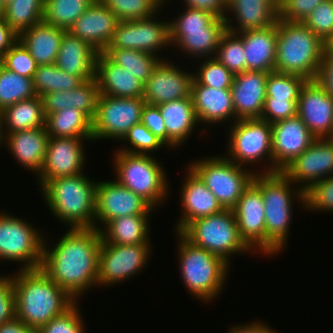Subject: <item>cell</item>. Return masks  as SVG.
I'll return each instance as SVG.
<instances>
[{
    "label": "cell",
    "instance_id": "9a60e30c",
    "mask_svg": "<svg viewBox=\"0 0 333 333\" xmlns=\"http://www.w3.org/2000/svg\"><path fill=\"white\" fill-rule=\"evenodd\" d=\"M155 209L142 197L117 180L97 182L95 228L100 230L112 219L128 215H150ZM99 221L102 225L98 224Z\"/></svg>",
    "mask_w": 333,
    "mask_h": 333
},
{
    "label": "cell",
    "instance_id": "db71d44e",
    "mask_svg": "<svg viewBox=\"0 0 333 333\" xmlns=\"http://www.w3.org/2000/svg\"><path fill=\"white\" fill-rule=\"evenodd\" d=\"M297 102L298 99L266 98L260 119L273 124L287 118H292L297 115Z\"/></svg>",
    "mask_w": 333,
    "mask_h": 333
},
{
    "label": "cell",
    "instance_id": "f1b7e54d",
    "mask_svg": "<svg viewBox=\"0 0 333 333\" xmlns=\"http://www.w3.org/2000/svg\"><path fill=\"white\" fill-rule=\"evenodd\" d=\"M98 52L85 41L64 31L55 65L83 81L95 78Z\"/></svg>",
    "mask_w": 333,
    "mask_h": 333
},
{
    "label": "cell",
    "instance_id": "d6986e66",
    "mask_svg": "<svg viewBox=\"0 0 333 333\" xmlns=\"http://www.w3.org/2000/svg\"><path fill=\"white\" fill-rule=\"evenodd\" d=\"M297 106V115L315 138H333V98L317 79L302 86Z\"/></svg>",
    "mask_w": 333,
    "mask_h": 333
},
{
    "label": "cell",
    "instance_id": "f5cc1de1",
    "mask_svg": "<svg viewBox=\"0 0 333 333\" xmlns=\"http://www.w3.org/2000/svg\"><path fill=\"white\" fill-rule=\"evenodd\" d=\"M76 301L63 314L53 317L38 330V333H85L84 322Z\"/></svg>",
    "mask_w": 333,
    "mask_h": 333
},
{
    "label": "cell",
    "instance_id": "f6af8a7d",
    "mask_svg": "<svg viewBox=\"0 0 333 333\" xmlns=\"http://www.w3.org/2000/svg\"><path fill=\"white\" fill-rule=\"evenodd\" d=\"M185 7L184 13L169 21V31L215 29L224 20L209 11Z\"/></svg>",
    "mask_w": 333,
    "mask_h": 333
},
{
    "label": "cell",
    "instance_id": "7bdbcfd3",
    "mask_svg": "<svg viewBox=\"0 0 333 333\" xmlns=\"http://www.w3.org/2000/svg\"><path fill=\"white\" fill-rule=\"evenodd\" d=\"M119 21L149 18L158 14L170 0H100ZM161 6V7H160ZM160 8V9H159ZM159 10V11H158Z\"/></svg>",
    "mask_w": 333,
    "mask_h": 333
},
{
    "label": "cell",
    "instance_id": "4fadbf2b",
    "mask_svg": "<svg viewBox=\"0 0 333 333\" xmlns=\"http://www.w3.org/2000/svg\"><path fill=\"white\" fill-rule=\"evenodd\" d=\"M150 245L151 243L120 245L101 242L97 287H110L140 273L151 256Z\"/></svg>",
    "mask_w": 333,
    "mask_h": 333
},
{
    "label": "cell",
    "instance_id": "6da1fadb",
    "mask_svg": "<svg viewBox=\"0 0 333 333\" xmlns=\"http://www.w3.org/2000/svg\"><path fill=\"white\" fill-rule=\"evenodd\" d=\"M68 230L54 247L44 241L40 269L77 301L97 286L102 235L96 228Z\"/></svg>",
    "mask_w": 333,
    "mask_h": 333
},
{
    "label": "cell",
    "instance_id": "8992f818",
    "mask_svg": "<svg viewBox=\"0 0 333 333\" xmlns=\"http://www.w3.org/2000/svg\"><path fill=\"white\" fill-rule=\"evenodd\" d=\"M177 238L181 277L188 293L201 302L217 298L226 283L230 263L204 248L194 246L179 232ZM179 251V252H178Z\"/></svg>",
    "mask_w": 333,
    "mask_h": 333
},
{
    "label": "cell",
    "instance_id": "f35d334b",
    "mask_svg": "<svg viewBox=\"0 0 333 333\" xmlns=\"http://www.w3.org/2000/svg\"><path fill=\"white\" fill-rule=\"evenodd\" d=\"M45 0H11L4 5L5 22L19 35L43 21Z\"/></svg>",
    "mask_w": 333,
    "mask_h": 333
},
{
    "label": "cell",
    "instance_id": "277c9868",
    "mask_svg": "<svg viewBox=\"0 0 333 333\" xmlns=\"http://www.w3.org/2000/svg\"><path fill=\"white\" fill-rule=\"evenodd\" d=\"M97 182L85 173L49 180L42 197L55 219L70 228H95Z\"/></svg>",
    "mask_w": 333,
    "mask_h": 333
},
{
    "label": "cell",
    "instance_id": "e7e4bbea",
    "mask_svg": "<svg viewBox=\"0 0 333 333\" xmlns=\"http://www.w3.org/2000/svg\"><path fill=\"white\" fill-rule=\"evenodd\" d=\"M4 143H5V133L3 128V119L0 113V146L5 145Z\"/></svg>",
    "mask_w": 333,
    "mask_h": 333
},
{
    "label": "cell",
    "instance_id": "2e32d148",
    "mask_svg": "<svg viewBox=\"0 0 333 333\" xmlns=\"http://www.w3.org/2000/svg\"><path fill=\"white\" fill-rule=\"evenodd\" d=\"M93 138L49 137L38 181L42 188L49 180L84 173V141ZM92 140V141H91Z\"/></svg>",
    "mask_w": 333,
    "mask_h": 333
},
{
    "label": "cell",
    "instance_id": "ab89813d",
    "mask_svg": "<svg viewBox=\"0 0 333 333\" xmlns=\"http://www.w3.org/2000/svg\"><path fill=\"white\" fill-rule=\"evenodd\" d=\"M95 0H45L43 21L68 31Z\"/></svg>",
    "mask_w": 333,
    "mask_h": 333
},
{
    "label": "cell",
    "instance_id": "03108f58",
    "mask_svg": "<svg viewBox=\"0 0 333 333\" xmlns=\"http://www.w3.org/2000/svg\"><path fill=\"white\" fill-rule=\"evenodd\" d=\"M4 18V4L0 0V19Z\"/></svg>",
    "mask_w": 333,
    "mask_h": 333
},
{
    "label": "cell",
    "instance_id": "d590c367",
    "mask_svg": "<svg viewBox=\"0 0 333 333\" xmlns=\"http://www.w3.org/2000/svg\"><path fill=\"white\" fill-rule=\"evenodd\" d=\"M5 134L45 127L43 101L40 96L19 101L1 112Z\"/></svg>",
    "mask_w": 333,
    "mask_h": 333
},
{
    "label": "cell",
    "instance_id": "d4e9b609",
    "mask_svg": "<svg viewBox=\"0 0 333 333\" xmlns=\"http://www.w3.org/2000/svg\"><path fill=\"white\" fill-rule=\"evenodd\" d=\"M186 178L182 185L181 205L182 216L174 229L180 232L191 221L218 213L223 210L216 196L206 187L200 177L188 166Z\"/></svg>",
    "mask_w": 333,
    "mask_h": 333
},
{
    "label": "cell",
    "instance_id": "ac0fdd59",
    "mask_svg": "<svg viewBox=\"0 0 333 333\" xmlns=\"http://www.w3.org/2000/svg\"><path fill=\"white\" fill-rule=\"evenodd\" d=\"M264 210L261 190L253 182L244 190L233 208L241 239L254 253L259 251L266 255Z\"/></svg>",
    "mask_w": 333,
    "mask_h": 333
},
{
    "label": "cell",
    "instance_id": "e0dca14e",
    "mask_svg": "<svg viewBox=\"0 0 333 333\" xmlns=\"http://www.w3.org/2000/svg\"><path fill=\"white\" fill-rule=\"evenodd\" d=\"M282 172L302 191L333 176V138H315L311 145Z\"/></svg>",
    "mask_w": 333,
    "mask_h": 333
},
{
    "label": "cell",
    "instance_id": "816d5d0a",
    "mask_svg": "<svg viewBox=\"0 0 333 333\" xmlns=\"http://www.w3.org/2000/svg\"><path fill=\"white\" fill-rule=\"evenodd\" d=\"M305 209L333 212V176L315 182L305 191Z\"/></svg>",
    "mask_w": 333,
    "mask_h": 333
},
{
    "label": "cell",
    "instance_id": "f907efd6",
    "mask_svg": "<svg viewBox=\"0 0 333 333\" xmlns=\"http://www.w3.org/2000/svg\"><path fill=\"white\" fill-rule=\"evenodd\" d=\"M0 63L7 69L23 77L33 78L37 63L28 49L18 41L3 55Z\"/></svg>",
    "mask_w": 333,
    "mask_h": 333
},
{
    "label": "cell",
    "instance_id": "ba28073f",
    "mask_svg": "<svg viewBox=\"0 0 333 333\" xmlns=\"http://www.w3.org/2000/svg\"><path fill=\"white\" fill-rule=\"evenodd\" d=\"M179 233L194 246L220 256L227 263L231 262V255L253 252L240 237L233 209L197 218Z\"/></svg>",
    "mask_w": 333,
    "mask_h": 333
},
{
    "label": "cell",
    "instance_id": "8d00e7d4",
    "mask_svg": "<svg viewBox=\"0 0 333 333\" xmlns=\"http://www.w3.org/2000/svg\"><path fill=\"white\" fill-rule=\"evenodd\" d=\"M45 128L49 137L93 138L92 120L73 107L47 115Z\"/></svg>",
    "mask_w": 333,
    "mask_h": 333
},
{
    "label": "cell",
    "instance_id": "603a6c76",
    "mask_svg": "<svg viewBox=\"0 0 333 333\" xmlns=\"http://www.w3.org/2000/svg\"><path fill=\"white\" fill-rule=\"evenodd\" d=\"M267 72L243 71L234 75L231 86L235 121L260 119L266 99Z\"/></svg>",
    "mask_w": 333,
    "mask_h": 333
},
{
    "label": "cell",
    "instance_id": "7402d4cb",
    "mask_svg": "<svg viewBox=\"0 0 333 333\" xmlns=\"http://www.w3.org/2000/svg\"><path fill=\"white\" fill-rule=\"evenodd\" d=\"M119 20L100 0H95L68 30L98 53L110 45Z\"/></svg>",
    "mask_w": 333,
    "mask_h": 333
},
{
    "label": "cell",
    "instance_id": "484cf974",
    "mask_svg": "<svg viewBox=\"0 0 333 333\" xmlns=\"http://www.w3.org/2000/svg\"><path fill=\"white\" fill-rule=\"evenodd\" d=\"M191 98L198 123L208 126L216 123L221 125L222 122L232 121V124L235 122L231 89L208 87L193 80Z\"/></svg>",
    "mask_w": 333,
    "mask_h": 333
},
{
    "label": "cell",
    "instance_id": "bcb514c9",
    "mask_svg": "<svg viewBox=\"0 0 333 333\" xmlns=\"http://www.w3.org/2000/svg\"><path fill=\"white\" fill-rule=\"evenodd\" d=\"M307 80L294 74L269 72L266 83V98L299 99L302 86Z\"/></svg>",
    "mask_w": 333,
    "mask_h": 333
},
{
    "label": "cell",
    "instance_id": "c3c4849f",
    "mask_svg": "<svg viewBox=\"0 0 333 333\" xmlns=\"http://www.w3.org/2000/svg\"><path fill=\"white\" fill-rule=\"evenodd\" d=\"M128 142L130 146L117 148L118 151L133 154H150L162 147H167L142 122L132 126L120 142Z\"/></svg>",
    "mask_w": 333,
    "mask_h": 333
},
{
    "label": "cell",
    "instance_id": "ffe728a7",
    "mask_svg": "<svg viewBox=\"0 0 333 333\" xmlns=\"http://www.w3.org/2000/svg\"><path fill=\"white\" fill-rule=\"evenodd\" d=\"M193 80L192 72H185L174 63L161 60L144 84V101L150 105H159L191 97Z\"/></svg>",
    "mask_w": 333,
    "mask_h": 333
},
{
    "label": "cell",
    "instance_id": "b9f144b4",
    "mask_svg": "<svg viewBox=\"0 0 333 333\" xmlns=\"http://www.w3.org/2000/svg\"><path fill=\"white\" fill-rule=\"evenodd\" d=\"M82 82L80 77L64 72L55 64L37 66L33 76L34 90L40 97L47 92L75 89Z\"/></svg>",
    "mask_w": 333,
    "mask_h": 333
},
{
    "label": "cell",
    "instance_id": "94428289",
    "mask_svg": "<svg viewBox=\"0 0 333 333\" xmlns=\"http://www.w3.org/2000/svg\"><path fill=\"white\" fill-rule=\"evenodd\" d=\"M19 35L5 22L0 19V59L18 41Z\"/></svg>",
    "mask_w": 333,
    "mask_h": 333
},
{
    "label": "cell",
    "instance_id": "60d3db41",
    "mask_svg": "<svg viewBox=\"0 0 333 333\" xmlns=\"http://www.w3.org/2000/svg\"><path fill=\"white\" fill-rule=\"evenodd\" d=\"M37 96L33 78L23 77L0 63V112L19 101Z\"/></svg>",
    "mask_w": 333,
    "mask_h": 333
},
{
    "label": "cell",
    "instance_id": "d6a6232c",
    "mask_svg": "<svg viewBox=\"0 0 333 333\" xmlns=\"http://www.w3.org/2000/svg\"><path fill=\"white\" fill-rule=\"evenodd\" d=\"M64 29L42 21L19 34V40L28 49L38 66L55 63Z\"/></svg>",
    "mask_w": 333,
    "mask_h": 333
},
{
    "label": "cell",
    "instance_id": "a7ac6f4b",
    "mask_svg": "<svg viewBox=\"0 0 333 333\" xmlns=\"http://www.w3.org/2000/svg\"><path fill=\"white\" fill-rule=\"evenodd\" d=\"M328 47L333 49V41L328 45Z\"/></svg>",
    "mask_w": 333,
    "mask_h": 333
},
{
    "label": "cell",
    "instance_id": "83f0119b",
    "mask_svg": "<svg viewBox=\"0 0 333 333\" xmlns=\"http://www.w3.org/2000/svg\"><path fill=\"white\" fill-rule=\"evenodd\" d=\"M243 40L247 71H275L277 22L264 29L237 33Z\"/></svg>",
    "mask_w": 333,
    "mask_h": 333
},
{
    "label": "cell",
    "instance_id": "003e7915",
    "mask_svg": "<svg viewBox=\"0 0 333 333\" xmlns=\"http://www.w3.org/2000/svg\"><path fill=\"white\" fill-rule=\"evenodd\" d=\"M9 1H11V0H1V2H2L4 5H6Z\"/></svg>",
    "mask_w": 333,
    "mask_h": 333
},
{
    "label": "cell",
    "instance_id": "1f68e13d",
    "mask_svg": "<svg viewBox=\"0 0 333 333\" xmlns=\"http://www.w3.org/2000/svg\"><path fill=\"white\" fill-rule=\"evenodd\" d=\"M162 114L167 133L168 148L176 149L193 133L198 125L191 97L157 105ZM196 126V127H195Z\"/></svg>",
    "mask_w": 333,
    "mask_h": 333
},
{
    "label": "cell",
    "instance_id": "9c48e42d",
    "mask_svg": "<svg viewBox=\"0 0 333 333\" xmlns=\"http://www.w3.org/2000/svg\"><path fill=\"white\" fill-rule=\"evenodd\" d=\"M216 196L223 209H233L256 171L229 160L224 155L208 156L188 165Z\"/></svg>",
    "mask_w": 333,
    "mask_h": 333
},
{
    "label": "cell",
    "instance_id": "7a4b0ae2",
    "mask_svg": "<svg viewBox=\"0 0 333 333\" xmlns=\"http://www.w3.org/2000/svg\"><path fill=\"white\" fill-rule=\"evenodd\" d=\"M12 278L15 317L30 328L39 330L76 302L40 268L19 270Z\"/></svg>",
    "mask_w": 333,
    "mask_h": 333
},
{
    "label": "cell",
    "instance_id": "30bf717a",
    "mask_svg": "<svg viewBox=\"0 0 333 333\" xmlns=\"http://www.w3.org/2000/svg\"><path fill=\"white\" fill-rule=\"evenodd\" d=\"M229 132L226 154L229 160L241 166L268 160L269 165L266 164L262 173H273L271 124L262 119L237 120Z\"/></svg>",
    "mask_w": 333,
    "mask_h": 333
},
{
    "label": "cell",
    "instance_id": "11a10c76",
    "mask_svg": "<svg viewBox=\"0 0 333 333\" xmlns=\"http://www.w3.org/2000/svg\"><path fill=\"white\" fill-rule=\"evenodd\" d=\"M325 0H279V19L303 22Z\"/></svg>",
    "mask_w": 333,
    "mask_h": 333
},
{
    "label": "cell",
    "instance_id": "4316f807",
    "mask_svg": "<svg viewBox=\"0 0 333 333\" xmlns=\"http://www.w3.org/2000/svg\"><path fill=\"white\" fill-rule=\"evenodd\" d=\"M95 78L100 95L118 98H141L144 84L128 70L114 64L104 53H98Z\"/></svg>",
    "mask_w": 333,
    "mask_h": 333
},
{
    "label": "cell",
    "instance_id": "cb8c5ba5",
    "mask_svg": "<svg viewBox=\"0 0 333 333\" xmlns=\"http://www.w3.org/2000/svg\"><path fill=\"white\" fill-rule=\"evenodd\" d=\"M278 3L279 0H228L227 12L233 18L235 16L238 26L230 16L225 15L226 30L237 34L274 25L279 18Z\"/></svg>",
    "mask_w": 333,
    "mask_h": 333
},
{
    "label": "cell",
    "instance_id": "5b68a950",
    "mask_svg": "<svg viewBox=\"0 0 333 333\" xmlns=\"http://www.w3.org/2000/svg\"><path fill=\"white\" fill-rule=\"evenodd\" d=\"M327 48L303 22L278 18L275 71L316 80Z\"/></svg>",
    "mask_w": 333,
    "mask_h": 333
},
{
    "label": "cell",
    "instance_id": "74e56055",
    "mask_svg": "<svg viewBox=\"0 0 333 333\" xmlns=\"http://www.w3.org/2000/svg\"><path fill=\"white\" fill-rule=\"evenodd\" d=\"M103 53L114 64L128 70V72L143 84L146 83L157 64L161 60H165L158 54L154 55L134 49L106 48Z\"/></svg>",
    "mask_w": 333,
    "mask_h": 333
},
{
    "label": "cell",
    "instance_id": "e575fe53",
    "mask_svg": "<svg viewBox=\"0 0 333 333\" xmlns=\"http://www.w3.org/2000/svg\"><path fill=\"white\" fill-rule=\"evenodd\" d=\"M148 217L150 215H128L110 220L100 228L101 242L120 245L150 243Z\"/></svg>",
    "mask_w": 333,
    "mask_h": 333
},
{
    "label": "cell",
    "instance_id": "be15d7a7",
    "mask_svg": "<svg viewBox=\"0 0 333 333\" xmlns=\"http://www.w3.org/2000/svg\"><path fill=\"white\" fill-rule=\"evenodd\" d=\"M0 333H38V330L30 328L15 317L0 324Z\"/></svg>",
    "mask_w": 333,
    "mask_h": 333
},
{
    "label": "cell",
    "instance_id": "44dd1931",
    "mask_svg": "<svg viewBox=\"0 0 333 333\" xmlns=\"http://www.w3.org/2000/svg\"><path fill=\"white\" fill-rule=\"evenodd\" d=\"M273 173L282 171L290 162L301 155L313 142L302 119L296 115L271 124Z\"/></svg>",
    "mask_w": 333,
    "mask_h": 333
},
{
    "label": "cell",
    "instance_id": "5bb4252c",
    "mask_svg": "<svg viewBox=\"0 0 333 333\" xmlns=\"http://www.w3.org/2000/svg\"><path fill=\"white\" fill-rule=\"evenodd\" d=\"M170 46L169 21L160 22L155 14L139 20L119 21L107 48L134 49L155 55Z\"/></svg>",
    "mask_w": 333,
    "mask_h": 333
},
{
    "label": "cell",
    "instance_id": "6125c7cd",
    "mask_svg": "<svg viewBox=\"0 0 333 333\" xmlns=\"http://www.w3.org/2000/svg\"><path fill=\"white\" fill-rule=\"evenodd\" d=\"M251 323V324H250ZM248 324L232 326L229 333H277L275 330L270 329L267 323L253 321Z\"/></svg>",
    "mask_w": 333,
    "mask_h": 333
},
{
    "label": "cell",
    "instance_id": "6f0895ef",
    "mask_svg": "<svg viewBox=\"0 0 333 333\" xmlns=\"http://www.w3.org/2000/svg\"><path fill=\"white\" fill-rule=\"evenodd\" d=\"M141 122L167 146V133L162 114L157 105L145 103Z\"/></svg>",
    "mask_w": 333,
    "mask_h": 333
},
{
    "label": "cell",
    "instance_id": "9f6ffc18",
    "mask_svg": "<svg viewBox=\"0 0 333 333\" xmlns=\"http://www.w3.org/2000/svg\"><path fill=\"white\" fill-rule=\"evenodd\" d=\"M15 294L12 276H0V324L15 318Z\"/></svg>",
    "mask_w": 333,
    "mask_h": 333
},
{
    "label": "cell",
    "instance_id": "7c38bea8",
    "mask_svg": "<svg viewBox=\"0 0 333 333\" xmlns=\"http://www.w3.org/2000/svg\"><path fill=\"white\" fill-rule=\"evenodd\" d=\"M144 98L100 95L92 120L93 140H122L129 129L141 122Z\"/></svg>",
    "mask_w": 333,
    "mask_h": 333
},
{
    "label": "cell",
    "instance_id": "ee69618b",
    "mask_svg": "<svg viewBox=\"0 0 333 333\" xmlns=\"http://www.w3.org/2000/svg\"><path fill=\"white\" fill-rule=\"evenodd\" d=\"M244 53L242 38L226 31L220 39L215 58L235 75L246 71Z\"/></svg>",
    "mask_w": 333,
    "mask_h": 333
},
{
    "label": "cell",
    "instance_id": "681fc988",
    "mask_svg": "<svg viewBox=\"0 0 333 333\" xmlns=\"http://www.w3.org/2000/svg\"><path fill=\"white\" fill-rule=\"evenodd\" d=\"M303 23L329 45L333 41V0H325L320 3Z\"/></svg>",
    "mask_w": 333,
    "mask_h": 333
},
{
    "label": "cell",
    "instance_id": "836d02e7",
    "mask_svg": "<svg viewBox=\"0 0 333 333\" xmlns=\"http://www.w3.org/2000/svg\"><path fill=\"white\" fill-rule=\"evenodd\" d=\"M225 19L215 29L169 31L170 44L187 55L201 59L215 57L222 35L226 32Z\"/></svg>",
    "mask_w": 333,
    "mask_h": 333
},
{
    "label": "cell",
    "instance_id": "8fae6325",
    "mask_svg": "<svg viewBox=\"0 0 333 333\" xmlns=\"http://www.w3.org/2000/svg\"><path fill=\"white\" fill-rule=\"evenodd\" d=\"M44 240L31 223L1 211L0 260L22 263L20 270L38 269L42 263Z\"/></svg>",
    "mask_w": 333,
    "mask_h": 333
},
{
    "label": "cell",
    "instance_id": "f546056e",
    "mask_svg": "<svg viewBox=\"0 0 333 333\" xmlns=\"http://www.w3.org/2000/svg\"><path fill=\"white\" fill-rule=\"evenodd\" d=\"M49 134L45 127L5 134V145L26 170L39 174L45 159Z\"/></svg>",
    "mask_w": 333,
    "mask_h": 333
},
{
    "label": "cell",
    "instance_id": "3957f363",
    "mask_svg": "<svg viewBox=\"0 0 333 333\" xmlns=\"http://www.w3.org/2000/svg\"><path fill=\"white\" fill-rule=\"evenodd\" d=\"M252 182L261 190L264 200L266 256L275 255L283 251L289 238L294 197L305 209V192L293 187L294 183L282 171L256 172Z\"/></svg>",
    "mask_w": 333,
    "mask_h": 333
},
{
    "label": "cell",
    "instance_id": "91938a15",
    "mask_svg": "<svg viewBox=\"0 0 333 333\" xmlns=\"http://www.w3.org/2000/svg\"><path fill=\"white\" fill-rule=\"evenodd\" d=\"M184 3L185 6L209 11L221 18L227 14L226 0H184Z\"/></svg>",
    "mask_w": 333,
    "mask_h": 333
},
{
    "label": "cell",
    "instance_id": "680465c9",
    "mask_svg": "<svg viewBox=\"0 0 333 333\" xmlns=\"http://www.w3.org/2000/svg\"><path fill=\"white\" fill-rule=\"evenodd\" d=\"M318 82L325 88L333 98V49L327 48L323 54L320 70L317 77Z\"/></svg>",
    "mask_w": 333,
    "mask_h": 333
},
{
    "label": "cell",
    "instance_id": "7dc6e473",
    "mask_svg": "<svg viewBox=\"0 0 333 333\" xmlns=\"http://www.w3.org/2000/svg\"><path fill=\"white\" fill-rule=\"evenodd\" d=\"M200 63L198 72H193L194 80L201 85L219 89H231L234 74L215 57L206 58Z\"/></svg>",
    "mask_w": 333,
    "mask_h": 333
},
{
    "label": "cell",
    "instance_id": "4dcf8cb0",
    "mask_svg": "<svg viewBox=\"0 0 333 333\" xmlns=\"http://www.w3.org/2000/svg\"><path fill=\"white\" fill-rule=\"evenodd\" d=\"M100 90L96 78L83 81L75 89L69 91L47 92L41 96L45 117L64 108H75L94 119Z\"/></svg>",
    "mask_w": 333,
    "mask_h": 333
},
{
    "label": "cell",
    "instance_id": "52a82bcc",
    "mask_svg": "<svg viewBox=\"0 0 333 333\" xmlns=\"http://www.w3.org/2000/svg\"><path fill=\"white\" fill-rule=\"evenodd\" d=\"M114 154L115 178L122 186L142 197L154 209L167 199V174L156 158L151 154H133L118 150Z\"/></svg>",
    "mask_w": 333,
    "mask_h": 333
}]
</instances>
